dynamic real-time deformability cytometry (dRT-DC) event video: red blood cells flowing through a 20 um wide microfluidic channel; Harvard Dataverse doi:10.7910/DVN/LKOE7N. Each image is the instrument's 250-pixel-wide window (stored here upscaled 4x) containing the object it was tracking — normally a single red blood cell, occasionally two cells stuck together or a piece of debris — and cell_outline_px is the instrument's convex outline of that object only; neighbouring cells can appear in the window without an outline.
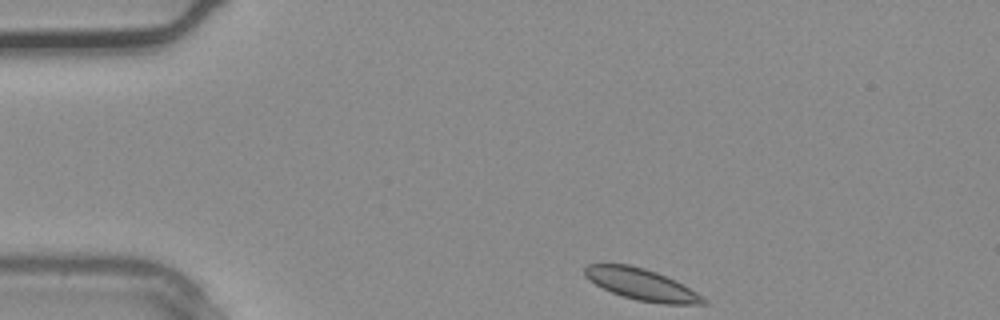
{"species": "common noctule bat (a hibernating species)", "species_latin": "Nyctalus noctula", "temperature_condition": "warm", "stored_images_in_passage": 31, "camera_frame_rate_fps": 3000, "um_per_image_px": 0.085, "animal": {"sex": "male", "body_mass_g": 20.4}, "frame": {"image": 1, "passage_image": 1, "time_ms": 0.0, "image_size_px": [1000, 320], "cell_outline_px": [[708, 304], [668, 304], [636, 300], [612, 292], [588, 280], [584, 276], [584, 268], [588, 264], [628, 264], [644, 268], [656, 272], [696, 292], [708, 300]], "centroid_in_image_um": [54.5, 24.17], "position_along_channel_um": 30.5, "area_um2": 21.33}}
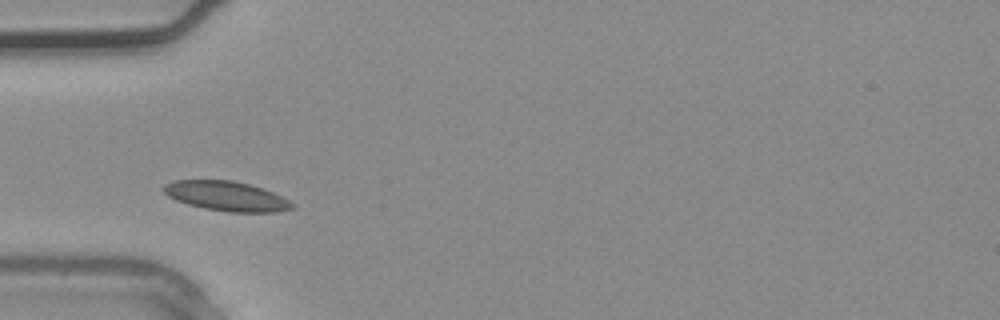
{"frame": {"image": 2, "passage_image": 6, "time_ms": 1.667, "image_size_px": [1000, 320], "cell_outline_px": [[296, 208], [276, 212], [228, 212], [204, 208], [188, 204], [176, 200], [168, 196], [160, 188], [164, 184], [176, 180], [232, 180], [248, 184], [272, 192], [296, 204]], "centroid_in_image_um": [19.24, 16.67], "position_along_channel_um": 65.8, "area_um2": 22.2}}
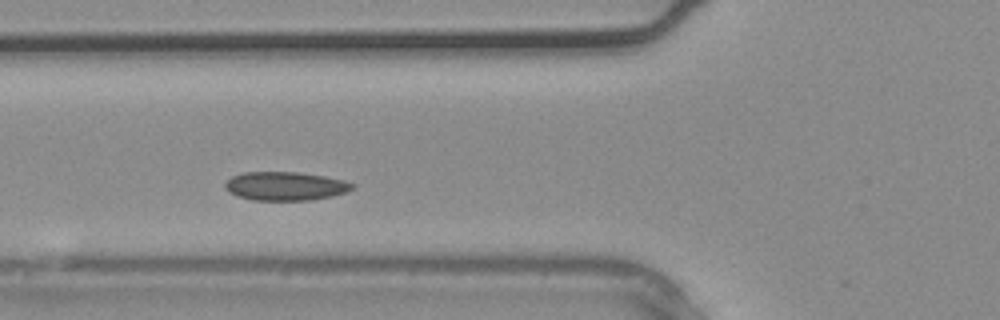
{"frame": {"image": 3, "passage_image": 8, "time_ms": 2.333, "image_size_px": [1000, 320], "cell_outline_px": [[356, 184], [352, 188], [344, 192], [332, 196], [312, 200], [252, 200], [228, 192], [224, 188], [224, 184], [232, 176], [244, 172], [296, 172], [324, 176], [344, 180]], "centroid_in_image_um": [24.24, 15.81], "position_along_channel_um": 101.6, "area_um2": 21.15}}